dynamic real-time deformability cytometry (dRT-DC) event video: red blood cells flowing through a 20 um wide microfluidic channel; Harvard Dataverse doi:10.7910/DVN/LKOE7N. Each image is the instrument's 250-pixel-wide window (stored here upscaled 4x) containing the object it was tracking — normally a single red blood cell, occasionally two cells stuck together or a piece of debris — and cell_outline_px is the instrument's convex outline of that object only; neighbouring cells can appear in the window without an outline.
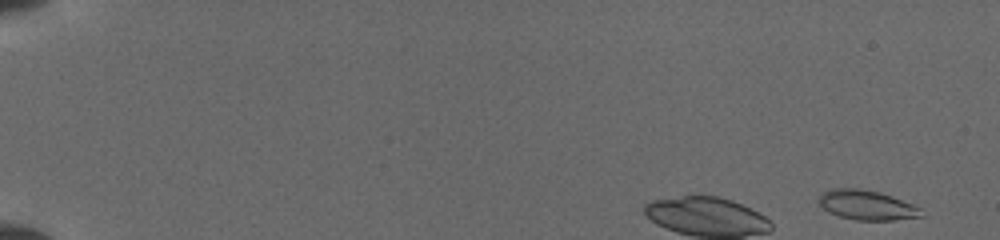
{"species": "common noctule bat (a hibernating species)", "species_latin": "Nyctalus noctula", "temperature_condition": "cold", "stored_images_in_passage": 26, "camera_frame_rate_fps": 3000, "um_per_image_px": 0.085, "animal": {"sex": "female", "body_mass_g": 19.5, "forearm_length_mm": 54.1}, "frame": {"image": 1, "passage_image": 1, "time_ms": 0.0, "image_size_px": [1000, 240], "cell_outline_px": [[924, 216], [892, 220], [856, 220], [840, 216], [828, 212], [820, 204], [820, 196], [824, 192], [832, 188], [860, 188], [880, 192], [892, 196], [912, 204], [920, 208]], "centroid_in_image_um": [73.69, 17.43], "position_along_channel_um": 11.3, "area_um2": 17.57}}
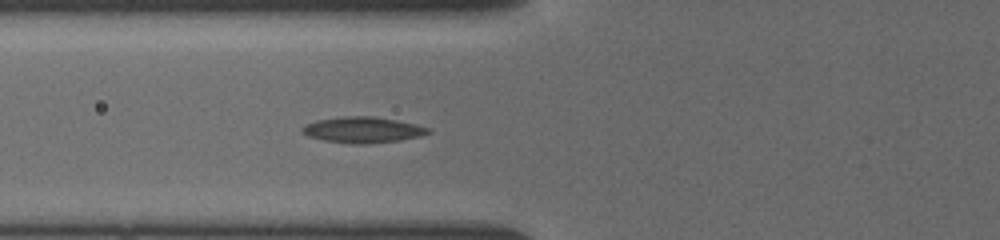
{"frame": {"image": 2, "passage_image": 23, "time_ms": 6.667, "image_size_px": [1000, 240], "cell_outline_px": [[432, 132], [420, 136], [400, 140], [368, 144], [348, 144], [324, 140], [308, 136], [300, 132], [300, 128], [304, 124], [316, 120], [344, 116], [372, 116], [416, 124], [432, 128]], "centroid_in_image_um": [30.81, 11.04], "position_along_channel_um": 95.0, "area_um2": 19.25}}
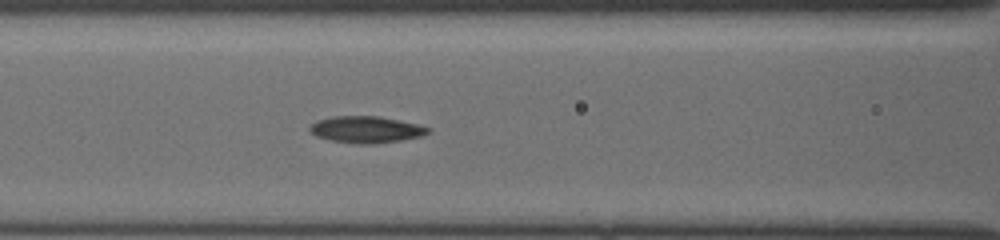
{"frame": {"image": 3, "passage_image": 26, "time_ms": 7.667, "image_size_px": [1000, 240], "cell_outline_px": [[432, 132], [420, 136], [400, 140], [372, 144], [356, 144], [332, 140], [316, 136], [308, 128], [316, 120], [332, 116], [380, 116], [416, 124], [432, 128]], "centroid_in_image_um": [31.13, 11.0], "position_along_channel_um": 135.5, "area_um2": 18.32}}